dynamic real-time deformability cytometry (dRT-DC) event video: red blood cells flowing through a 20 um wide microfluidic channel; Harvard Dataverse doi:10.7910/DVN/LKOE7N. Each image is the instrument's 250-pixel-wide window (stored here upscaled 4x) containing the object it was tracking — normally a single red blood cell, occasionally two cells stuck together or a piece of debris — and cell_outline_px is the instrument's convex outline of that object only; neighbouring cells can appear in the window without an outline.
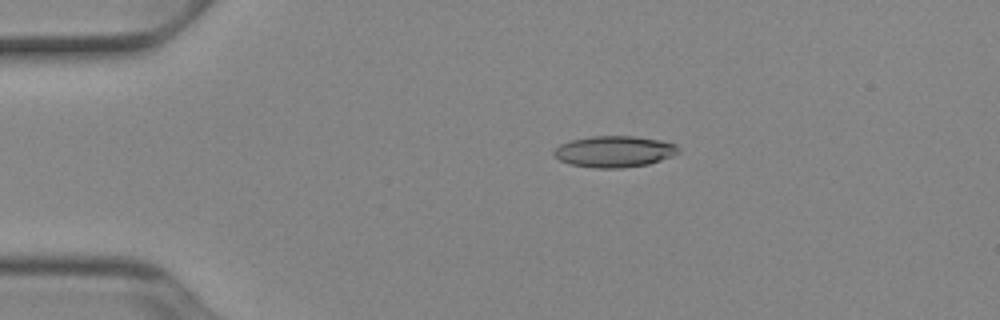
{"species": "Egyptian fruit bat (a non-hibernating species)", "species_latin": "Rousettus aegyptiacus", "temperature_condition": "cold", "stored_images_in_passage": 52, "camera_frame_rate_fps": 3000, "um_per_image_px": 0.085, "animal": {"sex": "female"}, "frame": {"image": 1, "passage_image": 11, "time_ms": 3.333, "image_size_px": [1000, 320], "cell_outline_px": [[680, 152], [672, 156], [648, 164], [620, 168], [596, 168], [572, 164], [560, 160], [552, 152], [560, 144], [572, 140], [592, 136], [636, 136], [660, 140], [676, 144], [680, 148]], "centroid_in_image_um": [52.25, 12.87], "position_along_channel_um": 32.7, "area_um2": 22.6}}
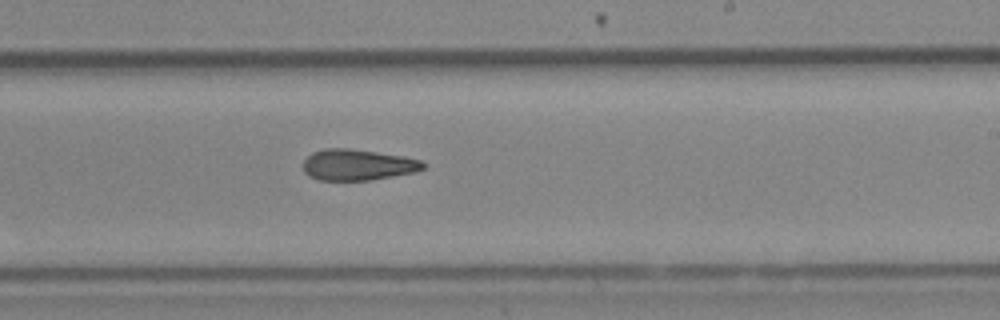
{"frame": {"image": 2, "passage_image": 32, "time_ms": 10.333, "image_size_px": [1000, 320], "cell_outline_px": [[424, 168], [416, 172], [372, 180], [320, 180], [308, 176], [304, 172], [304, 160], [312, 152], [324, 148], [348, 148], [404, 156], [420, 160], [424, 164]], "centroid_in_image_um": [30.39, 14.01], "position_along_channel_um": 258.6, "area_um2": 21.73}}
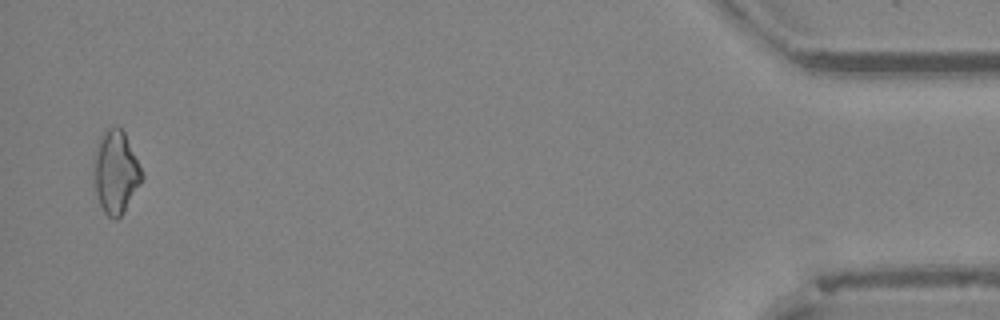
{"frame": {"image": 3, "passage_image": 51, "time_ms": 16.667, "image_size_px": [1000, 320], "cell_outline_px": [[144, 176], [140, 184], [120, 216], [116, 220], [108, 216], [104, 212], [100, 204], [96, 192], [92, 172], [92, 156], [104, 132], [108, 128], [116, 124], [124, 132]], "centroid_in_image_um": [9.8, 14.61], "position_along_channel_um": 425.4, "area_um2": 23.0}, "authors_computed_cell_mechanics": {"area_um2": 22.1663, "velocity_mm_per_s": 3.9473, "shape_relaxation_time_tau1_ms": null, "shape_relaxation_time_tau2_ms": 9.0156, "deformation_change_tau1": null, "deformation_change_tau2": 0.206}}